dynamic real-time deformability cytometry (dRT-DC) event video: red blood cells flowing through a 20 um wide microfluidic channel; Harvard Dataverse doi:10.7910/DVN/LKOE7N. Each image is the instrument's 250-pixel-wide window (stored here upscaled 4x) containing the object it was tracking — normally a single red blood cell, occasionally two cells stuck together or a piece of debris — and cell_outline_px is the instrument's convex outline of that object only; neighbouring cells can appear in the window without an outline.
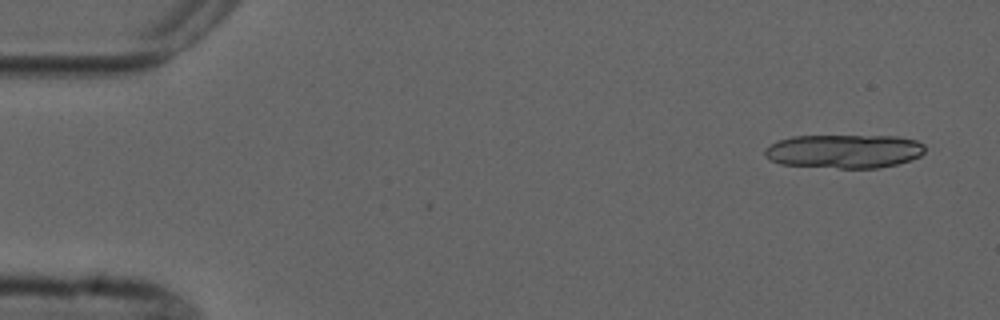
{"species": "common noctule bat (a hibernating species)", "species_latin": "Nyctalus noctula", "temperature_condition": "cold", "stored_images_in_passage": 8, "segment_of_instrument_passage": [1, 2], "camera_frame_rate_fps": 3000, "um_per_image_px": 0.085, "animal": {"sex": "male", "forearm_length_mm": 52.5}, "frame": {"image": 1, "passage_image": 1, "time_ms": 0.0, "image_size_px": [1000, 320], "cell_outline_px": [[924, 152], [920, 156], [896, 164], [880, 168], [840, 168], [780, 164], [764, 156], [764, 148], [776, 140], [792, 136], [896, 136], [916, 140], [924, 144]], "centroid_in_image_um": [71.72, 12.85], "position_along_channel_um": 13.3, "area_um2": 31.62}}